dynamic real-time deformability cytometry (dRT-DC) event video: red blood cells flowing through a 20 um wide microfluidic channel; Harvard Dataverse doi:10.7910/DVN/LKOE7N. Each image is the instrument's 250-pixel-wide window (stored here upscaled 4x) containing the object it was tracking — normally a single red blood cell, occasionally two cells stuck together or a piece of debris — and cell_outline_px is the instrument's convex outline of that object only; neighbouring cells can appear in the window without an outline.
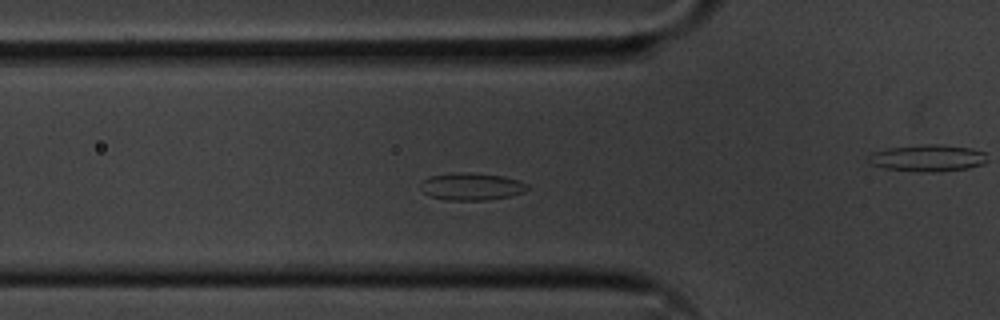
{"species": "common noctule bat (a hibernating species)", "species_latin": "Nyctalus noctula", "temperature_condition": "cold", "stored_images_in_passage": 52, "camera_frame_rate_fps": 3000, "um_per_image_px": 0.085, "animal": {"sex": "male", "body_mass_g": 20.1, "forearm_length_mm": 53.5}, "frame": {"image": 1, "passage_image": 14, "time_ms": 4.333, "image_size_px": [1000, 320], "cell_outline_px": [[528, 188], [524, 192], [508, 196], [488, 200], [448, 200], [428, 196], [420, 188], [420, 180], [428, 176], [460, 172], [472, 172], [504, 176], [520, 180], [528, 184]], "centroid_in_image_um": [40.05, 15.84], "position_along_channel_um": 85.8, "area_um2": 17.28}}
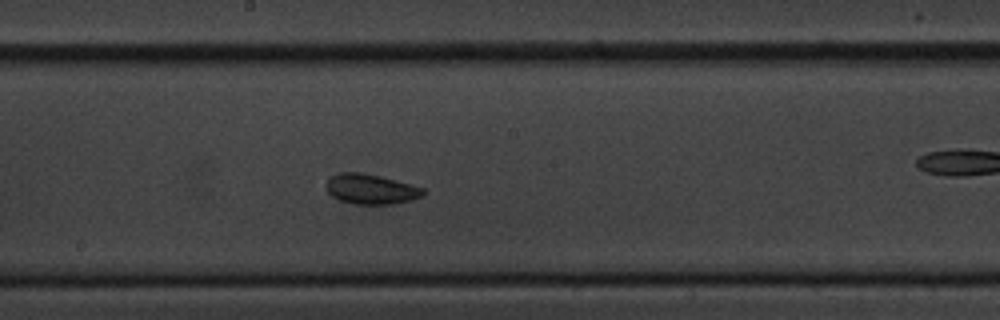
{"frame": {"image": 2, "passage_image": 25, "time_ms": 8.0, "image_size_px": [1000, 320], "cell_outline_px": [[428, 192], [424, 196], [412, 200], [392, 204], [352, 204], [340, 200], [332, 196], [328, 192], [328, 180], [332, 176], [340, 172], [360, 172], [380, 176], [412, 184], [424, 188]], "centroid_in_image_um": [31.6, 16.08], "position_along_channel_um": 216.6, "area_um2": 17.05}}
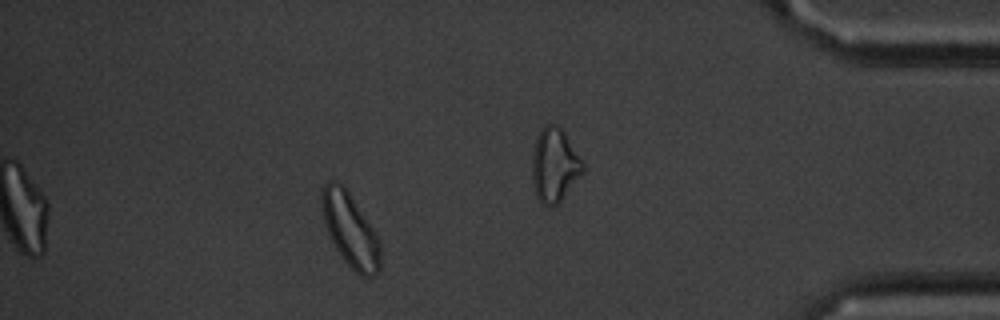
{"frame": {"image": 3, "passage_image": 45, "time_ms": 14.667, "image_size_px": [1000, 320], "cell_outline_px": [[380, 268], [376, 276], [360, 276], [340, 256], [328, 232], [324, 220], [320, 204], [320, 196], [324, 184], [328, 180], [336, 180], [348, 192], [380, 240]], "centroid_in_image_um": [29.75, 19.56], "position_along_channel_um": 405.4, "area_um2": 24.8}, "authors_computed_cell_mechanics": {"area_um2": 17.6868, "velocity_mm_per_s": 3.5607, "shape_relaxation_time_tau1_ms": 2.4463, "shape_relaxation_time_tau2_ms": 2.3167, "deformation_change_tau1": 0.0677, "deformation_change_tau2": 0.0822}}